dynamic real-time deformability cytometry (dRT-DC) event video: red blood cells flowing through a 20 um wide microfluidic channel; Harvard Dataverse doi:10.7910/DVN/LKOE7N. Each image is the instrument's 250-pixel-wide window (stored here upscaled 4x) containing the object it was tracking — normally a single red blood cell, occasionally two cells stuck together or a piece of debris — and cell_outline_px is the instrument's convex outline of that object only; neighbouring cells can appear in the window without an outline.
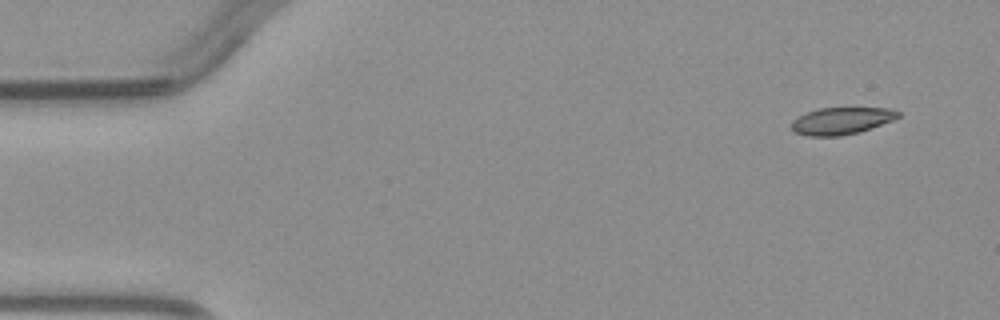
{"species": "common noctule bat (a hibernating species)", "species_latin": "Nyctalus noctula", "temperature_condition": "warm", "stored_images_in_passage": 4, "camera_frame_rate_fps": 3000, "um_per_image_px": 0.085, "animal": {"sex": "male", "body_mass_g": 23.1, "forearm_length_mm": 52.7}, "frame": {"image": 1, "passage_image": 1, "time_ms": 0.0, "image_size_px": [1000, 320], "cell_outline_px": [[900, 116], [892, 120], [872, 128], [860, 132], [840, 136], [808, 136], [796, 132], [792, 128], [792, 120], [808, 112], [820, 108], [888, 108], [900, 112]], "centroid_in_image_um": [71.55, 10.27], "position_along_channel_um": 13.5, "area_um2": 16.65}}